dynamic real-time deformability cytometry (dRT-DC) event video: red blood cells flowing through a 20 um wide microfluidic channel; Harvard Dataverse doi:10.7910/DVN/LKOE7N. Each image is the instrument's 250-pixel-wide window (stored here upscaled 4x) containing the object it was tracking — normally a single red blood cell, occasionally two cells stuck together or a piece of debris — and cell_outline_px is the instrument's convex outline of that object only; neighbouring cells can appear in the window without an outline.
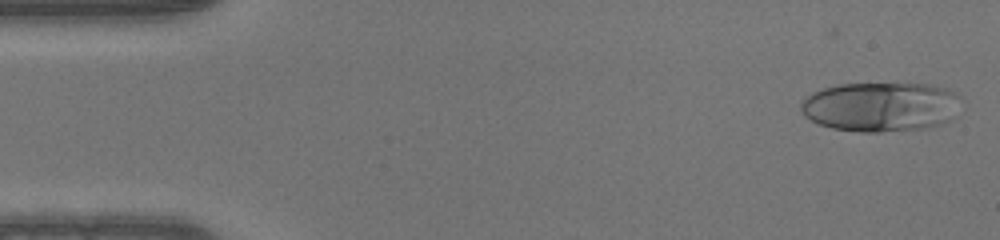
{"species": "human", "species_latin": "Homo sapiens", "temperature_condition": "warm", "stored_images_in_passage": 48, "camera_frame_rate_fps": 3000, "um_per_image_px": 0.085, "donor": {"sex": "male"}, "frame": {"image": 1, "passage_image": 1, "time_ms": 0.0, "image_size_px": [1000, 240], "cell_outline_px": [[956, 96], [952, 120], [940, 124], [924, 128], [880, 132], [860, 132], [832, 128], [820, 124], [812, 120], [800, 108], [800, 104], [812, 92], [824, 88], [840, 84], [928, 84], [948, 88], [956, 92]], "centroid_in_image_um": [74.83, 9.07], "position_along_channel_um": 10.2, "area_um2": 45.55}}
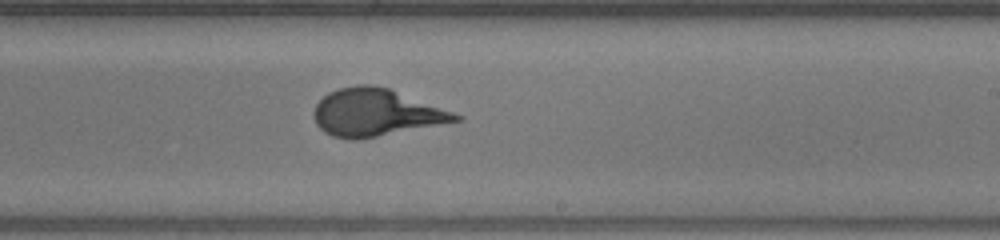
{"frame": {"image": 2, "passage_image": 28, "time_ms": 9.0, "image_size_px": [1000, 240], "cell_outline_px": [[464, 120], [356, 140], [352, 140], [332, 136], [324, 132], [316, 124], [312, 116], [312, 112], [316, 104], [328, 92], [340, 88], [360, 84], [372, 84], [388, 88], [464, 116]], "centroid_in_image_um": [31.92, 9.57], "position_along_channel_um": 257.1, "area_um2": 38.96}}
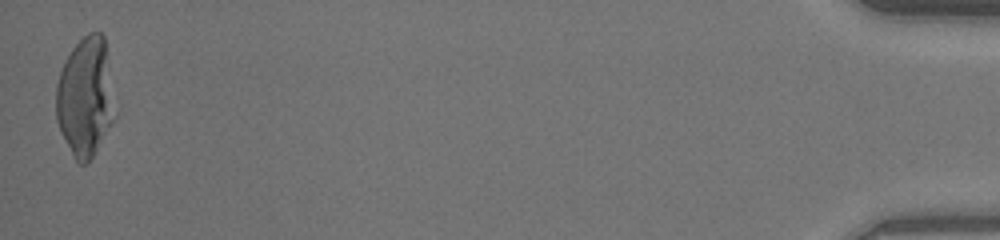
{"frame": {"image": 3, "passage_image": 48, "time_ms": 15.667, "image_size_px": [1000, 240], "cell_outline_px": [[116, 116], [88, 164], [80, 164], [76, 160], [56, 120], [56, 84], [60, 72], [72, 48], [88, 32], [100, 32], [104, 36]], "centroid_in_image_um": [7.26, 8.25], "position_along_channel_um": 427.9, "area_um2": 40.29}}